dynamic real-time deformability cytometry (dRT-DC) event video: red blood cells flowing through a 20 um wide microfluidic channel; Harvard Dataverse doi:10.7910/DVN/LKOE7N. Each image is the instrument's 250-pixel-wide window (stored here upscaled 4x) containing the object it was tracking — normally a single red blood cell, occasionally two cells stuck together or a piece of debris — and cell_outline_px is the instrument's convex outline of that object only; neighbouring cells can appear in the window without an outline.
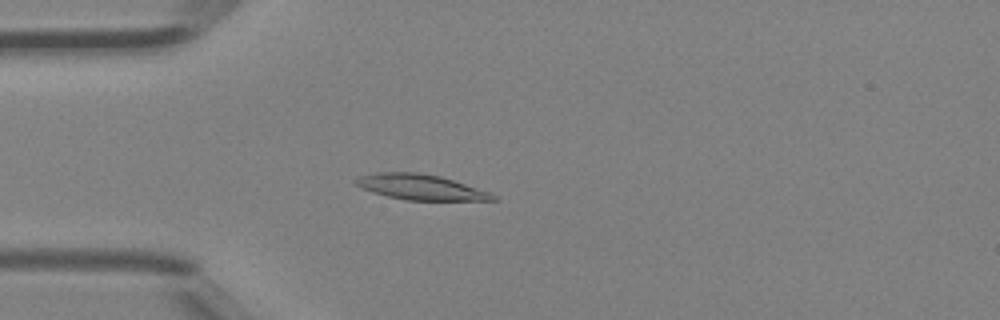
{"species": "Egyptian fruit bat (a non-hibernating species)", "species_latin": "Rousettus aegyptiacus", "temperature_condition": "room temperature", "stored_images_in_passage": 5, "camera_frame_rate_fps": 3000, "um_per_image_px": 0.085, "animal": {"sex": "female"}, "frame": {"image": 1, "passage_image": 5, "time_ms": 1.333, "image_size_px": [1000, 320], "cell_outline_px": [[500, 200], [404, 200], [372, 192], [356, 184], [352, 180], [360, 176], [376, 172], [416, 172], [440, 176], [492, 192]], "centroid_in_image_um": [35.78, 15.9], "position_along_channel_um": 49.2, "area_um2": 20.29}}